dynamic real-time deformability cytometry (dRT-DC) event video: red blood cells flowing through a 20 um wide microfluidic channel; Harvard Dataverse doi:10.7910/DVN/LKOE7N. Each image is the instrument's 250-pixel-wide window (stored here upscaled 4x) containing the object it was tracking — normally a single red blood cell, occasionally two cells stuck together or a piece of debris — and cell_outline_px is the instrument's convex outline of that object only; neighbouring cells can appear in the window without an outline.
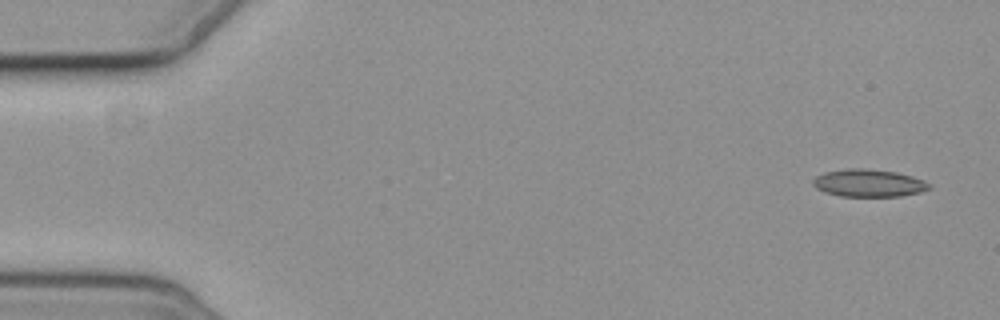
{"species": "common noctule bat (a hibernating species)", "species_latin": "Nyctalus noctula", "temperature_condition": "cold", "stored_images_in_passage": 5, "camera_frame_rate_fps": 3000, "um_per_image_px": 0.085, "animal": {"sex": "female", "body_mass_g": 19.3, "forearm_length_mm": 54.1}, "frame": {"image": 1, "passage_image": 1, "time_ms": 0.0, "image_size_px": [1000, 320], "cell_outline_px": [[932, 188], [920, 192], [900, 196], [840, 196], [824, 192], [816, 188], [812, 184], [812, 180], [816, 176], [824, 172], [848, 168], [868, 168], [896, 172], [912, 176], [924, 180], [932, 184]], "centroid_in_image_um": [73.84, 15.55], "position_along_channel_um": 11.2, "area_um2": 18.84}}